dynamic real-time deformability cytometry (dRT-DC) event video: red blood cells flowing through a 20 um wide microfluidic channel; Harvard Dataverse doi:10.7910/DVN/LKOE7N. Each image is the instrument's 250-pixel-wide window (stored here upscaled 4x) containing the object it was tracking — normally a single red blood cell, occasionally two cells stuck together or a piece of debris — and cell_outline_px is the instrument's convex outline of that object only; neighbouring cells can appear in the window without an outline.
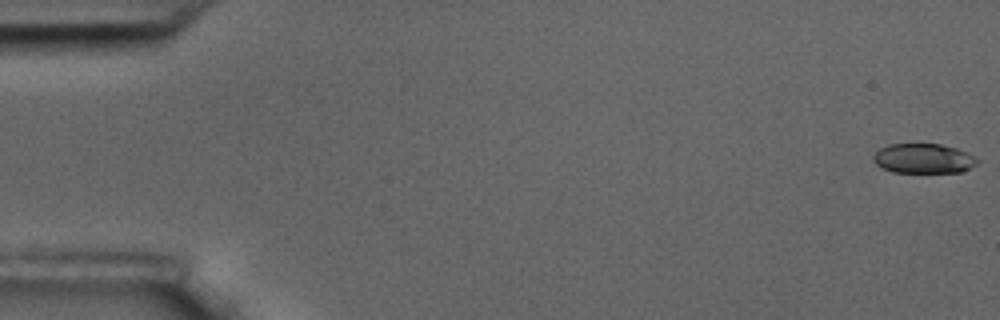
{"species": "common noctule bat (a hibernating species)", "species_latin": "Nyctalus noctula", "temperature_condition": "room temperature", "stored_images_in_passage": 59, "camera_frame_rate_fps": 3000, "um_per_image_px": 0.085, "animal": {"sex": "male", "body_mass_g": 17.5, "forearm_length_mm": 52.3}, "frame": {"image": 1, "passage_image": 1, "time_ms": 0.0, "image_size_px": [1000, 320], "cell_outline_px": [[980, 160], [976, 164], [960, 172], [892, 172], [876, 164], [872, 160], [872, 156], [880, 148], [888, 144], [940, 144], [956, 148], [976, 156]], "centroid_in_image_um": [78.49, 13.46], "position_along_channel_um": 6.5, "area_um2": 17.98}}
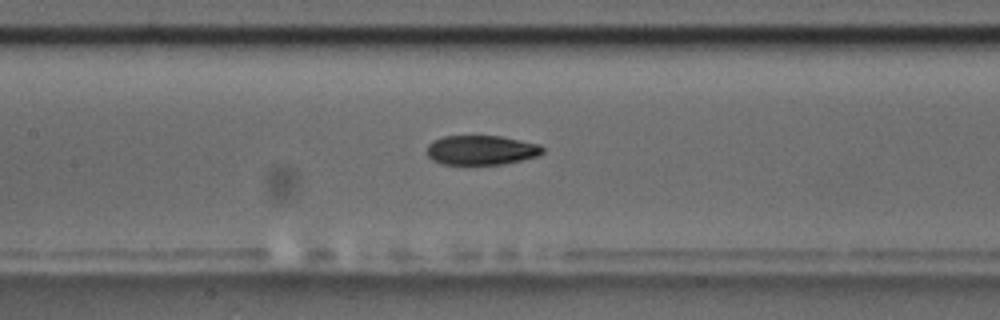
{"frame": {"image": 2, "passage_image": 28, "time_ms": 9.0, "image_size_px": [1000, 320], "cell_outline_px": [[544, 152], [536, 156], [504, 164], [440, 164], [432, 160], [428, 156], [428, 144], [432, 140], [444, 136], [500, 136], [540, 144], [544, 148]], "centroid_in_image_um": [40.9, 12.75], "position_along_channel_um": 166.5, "area_um2": 19.88}}
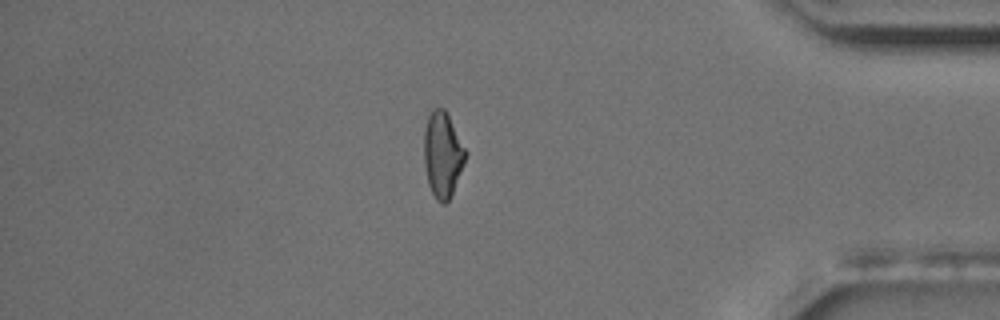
{"frame": {"image": 3, "passage_image": 51, "time_ms": 16.667, "image_size_px": [1000, 320], "cell_outline_px": [[468, 152], [452, 192], [448, 200], [444, 204], [440, 204], [436, 200], [428, 184], [424, 164], [424, 128], [428, 116], [432, 108], [444, 108]], "centroid_in_image_um": [37.6, 13.12], "position_along_channel_um": 397.6, "area_um2": 20.58}, "authors_computed_cell_mechanics": {"area_um2": 20.6924, "velocity_mm_per_s": 3.4434, "shape_relaxation_time_tau1_ms": 6.7971, "shape_relaxation_time_tau2_ms": 4.8418, "deformation_change_tau1": 0.1787, "deformation_change_tau2": 0.1082}}